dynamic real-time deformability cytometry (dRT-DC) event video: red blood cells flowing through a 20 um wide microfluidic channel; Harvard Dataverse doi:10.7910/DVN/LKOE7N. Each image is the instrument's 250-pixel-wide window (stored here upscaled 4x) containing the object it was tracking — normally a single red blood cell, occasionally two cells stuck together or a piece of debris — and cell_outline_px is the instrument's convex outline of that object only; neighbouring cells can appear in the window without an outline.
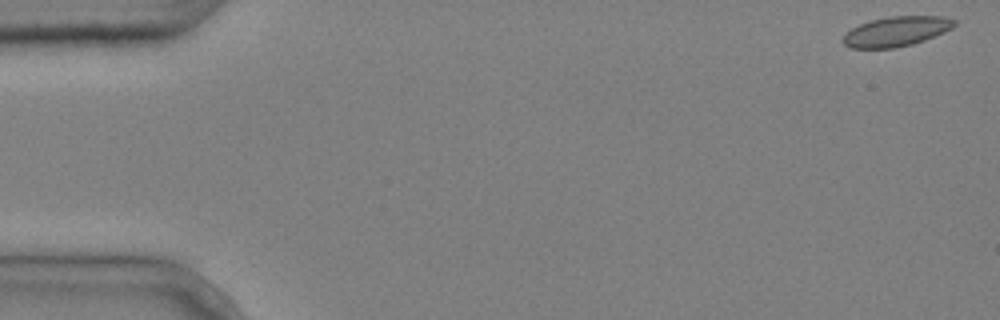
{"species": "common noctule bat (a hibernating species)", "species_latin": "Nyctalus noctula", "temperature_condition": "cold", "stored_images_in_passage": 6, "camera_frame_rate_fps": 3000, "um_per_image_px": 0.085, "animal": {"sex": "male", "body_mass_g": 20.4}, "frame": {"image": 1, "passage_image": 1, "time_ms": 0.0, "image_size_px": [1000, 320], "cell_outline_px": [[956, 24], [952, 28], [944, 32], [924, 40], [912, 44], [896, 48], [848, 48], [840, 40], [844, 32], [860, 24], [872, 20], [888, 16], [940, 16], [956, 20]], "centroid_in_image_um": [76.13, 2.68], "position_along_channel_um": 8.9, "area_um2": 19.48}}
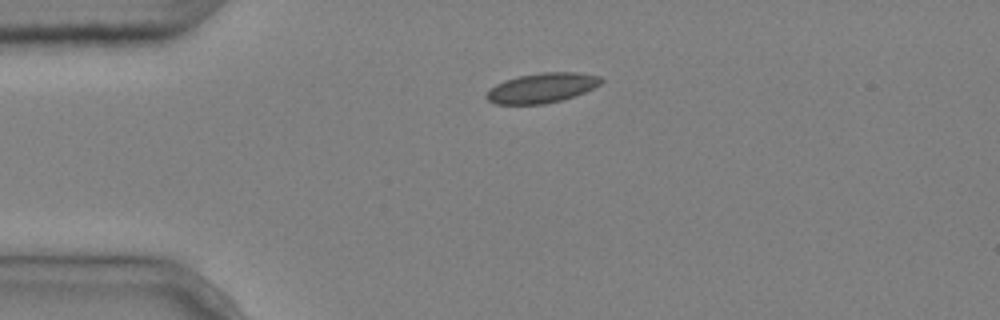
{"frame": {"image": 2, "passage_image": 4, "time_ms": 1.0, "image_size_px": [1000, 320], "cell_outline_px": [[604, 80], [600, 84], [584, 92], [564, 100], [544, 104], [496, 104], [488, 100], [484, 96], [496, 84], [504, 80], [520, 76], [540, 72], [576, 72], [600, 76]], "centroid_in_image_um": [46.07, 7.47], "position_along_channel_um": 38.9, "area_um2": 19.88}}